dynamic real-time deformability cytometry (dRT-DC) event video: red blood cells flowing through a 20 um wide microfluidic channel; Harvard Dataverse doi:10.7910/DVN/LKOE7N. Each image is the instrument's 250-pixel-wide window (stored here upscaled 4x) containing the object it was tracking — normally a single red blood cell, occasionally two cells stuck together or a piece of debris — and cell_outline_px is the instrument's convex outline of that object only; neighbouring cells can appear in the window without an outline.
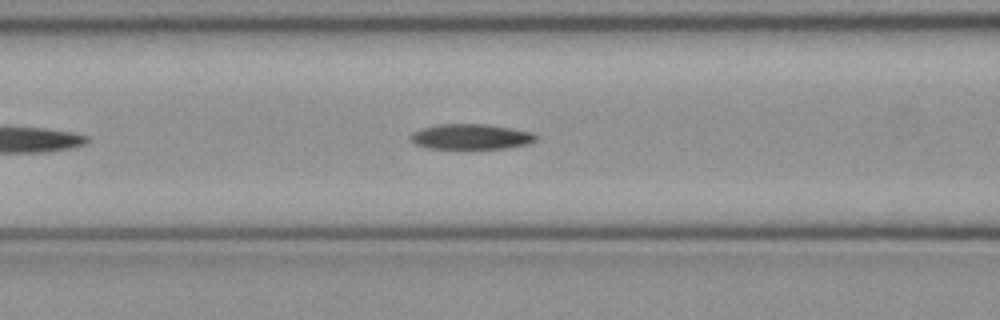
{"species": "common noctule bat (a hibernating species)", "species_latin": "Nyctalus noctula", "temperature_condition": "cold", "stored_images_in_passage": 32, "camera_frame_rate_fps": 3000, "um_per_image_px": 0.085, "animal": {"sex": "female", "body_mass_g": 21.9}, "frame": {"image": 1, "passage_image": 9, "time_ms": 2.667, "image_size_px": [1000, 320], "cell_outline_px": [[536, 140], [528, 144], [508, 148], [428, 148], [416, 144], [412, 140], [412, 132], [420, 128], [436, 124], [484, 124], [512, 128], [532, 132], [536, 136]], "centroid_in_image_um": [40.04, 11.61], "position_along_channel_um": 126.6, "area_um2": 18.38}}
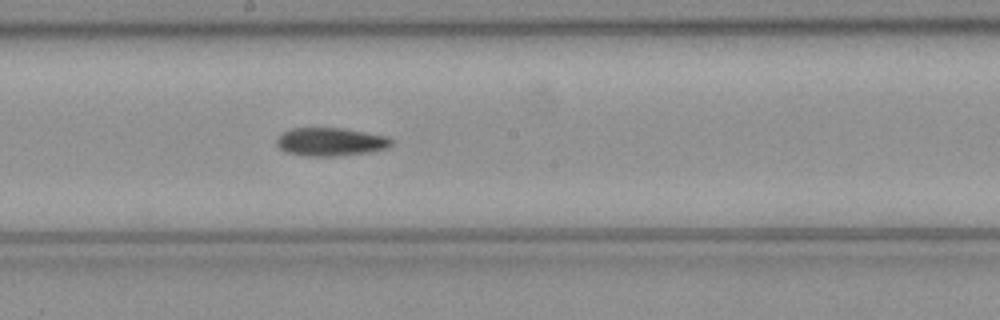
{"frame": {"image": 2, "passage_image": 16, "time_ms": 5.0, "image_size_px": [1000, 320], "cell_outline_px": [[392, 144], [388, 148], [372, 152], [336, 156], [304, 156], [284, 152], [276, 144], [276, 136], [292, 128], [344, 128], [388, 136], [392, 140]], "centroid_in_image_um": [28.1, 12.06], "position_along_channel_um": 220.1, "area_um2": 19.19}}
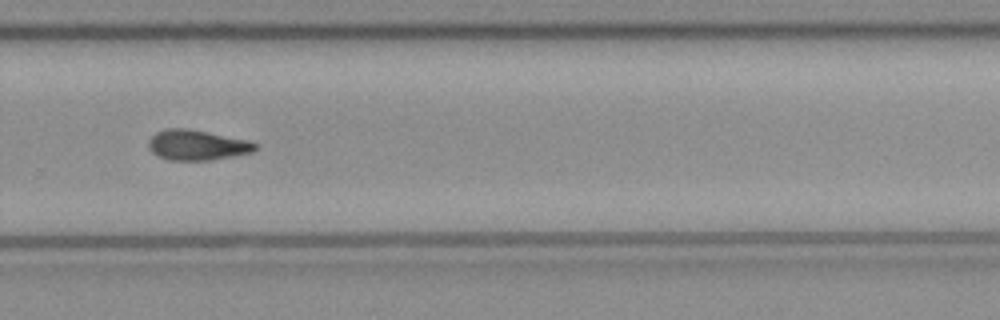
{"frame": {"image": 3, "passage_image": 23, "time_ms": 7.333, "image_size_px": [1000, 320], "cell_outline_px": [[260, 144], [252, 152], [232, 156], [208, 160], [168, 160], [152, 152], [148, 144], [148, 140], [156, 132], [164, 128], [188, 128], [248, 140]], "centroid_in_image_um": [16.75, 12.31], "position_along_channel_um": 313.1, "area_um2": 18.79}, "authors_computed_cell_mechanics": {"area_um2": 18.8717, "velocity_mm_per_s": 4.0024, "shape_relaxation_time_tau1_ms": 6.5678, "shape_relaxation_time_tau2_ms": null, "deformation_change_tau1": 0.1845, "deformation_change_tau2": null}}